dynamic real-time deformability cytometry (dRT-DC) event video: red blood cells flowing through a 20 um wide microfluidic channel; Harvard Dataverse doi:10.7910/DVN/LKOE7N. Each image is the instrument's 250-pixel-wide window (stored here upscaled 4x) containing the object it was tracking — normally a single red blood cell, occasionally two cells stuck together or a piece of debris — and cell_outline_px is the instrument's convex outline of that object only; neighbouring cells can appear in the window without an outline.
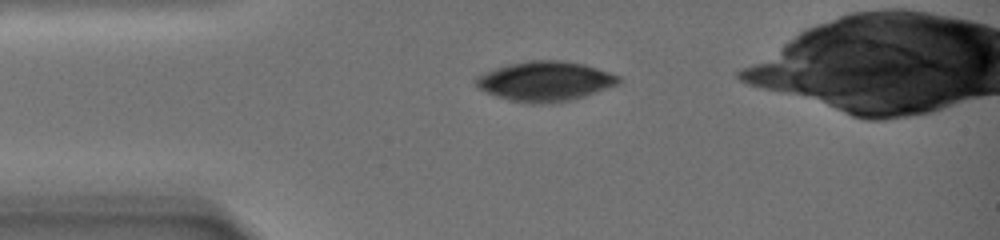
{"species": "common noctule bat (a hibernating species)", "species_latin": "Nyctalus noctula", "temperature_condition": "warm", "stored_images_in_passage": 68, "camera_frame_rate_fps": 3000, "um_per_image_px": 0.085, "animal": {"sex": "female", "body_mass_g": 19.0, "forearm_length_mm": 51.5}, "frame": {"image": 1, "passage_image": 1, "time_ms": 0.0, "image_size_px": [1000, 240], "cell_outline_px": [[620, 84], [572, 100], [548, 104], [528, 104], [508, 100], [484, 92], [476, 88], [472, 80], [476, 76], [484, 72], [508, 64], [528, 60], [560, 60], [584, 64], [620, 76]], "centroid_in_image_um": [46.27, 6.92], "position_along_channel_um": 38.7, "area_um2": 33.52}}
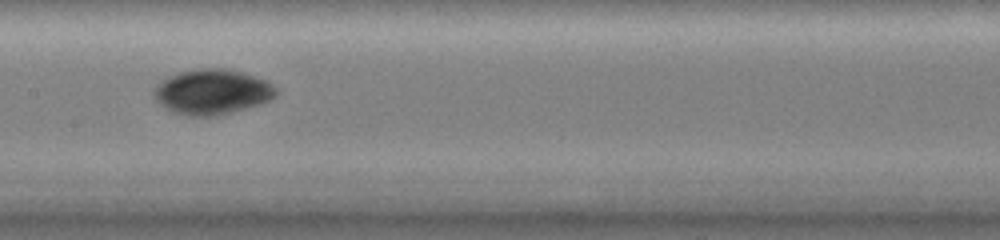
{"frame": {"image": 2, "passage_image": 34, "time_ms": 6.333, "image_size_px": [1000, 240], "cell_outline_px": [[276, 96], [260, 104], [216, 116], [188, 116], [172, 112], [164, 108], [156, 100], [156, 84], [168, 76], [180, 72], [200, 68], [228, 68], [256, 76], [268, 80], [276, 88]], "centroid_in_image_um": [18.05, 7.8], "position_along_channel_um": 189.4, "area_um2": 32.14}}
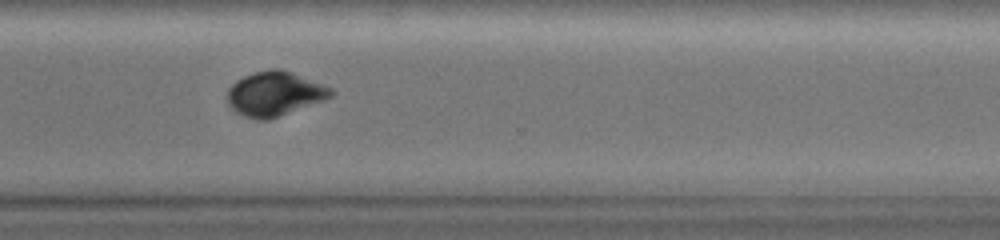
{"frame": {"image": 3, "passage_image": 67, "time_ms": 12.0, "image_size_px": [1000, 240], "cell_outline_px": [[336, 92], [332, 96], [324, 100], [268, 120], [260, 120], [244, 116], [236, 112], [228, 104], [228, 88], [236, 80], [252, 72], [272, 68], [280, 68], [292, 72], [332, 88]], "centroid_in_image_um": [23.34, 7.96], "position_along_channel_um": 347.3, "area_um2": 26.82}}